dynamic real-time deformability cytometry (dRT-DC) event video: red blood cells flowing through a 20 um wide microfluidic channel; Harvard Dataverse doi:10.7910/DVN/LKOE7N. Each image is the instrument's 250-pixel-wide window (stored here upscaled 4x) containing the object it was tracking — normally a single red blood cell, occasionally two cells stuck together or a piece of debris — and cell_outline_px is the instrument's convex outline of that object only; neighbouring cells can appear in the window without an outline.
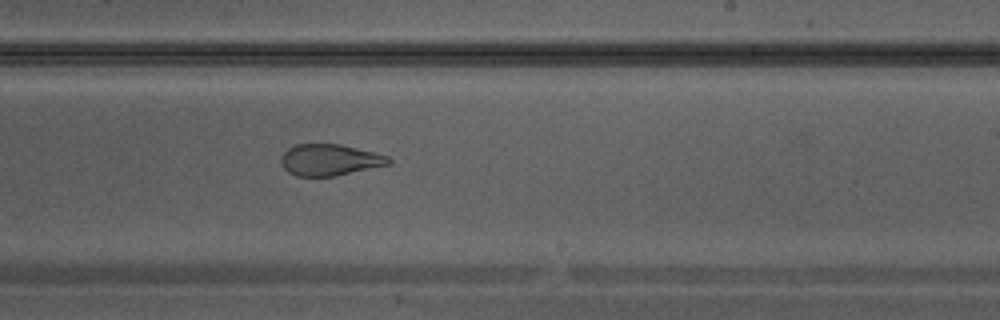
{"species": "Egyptian fruit bat (a non-hibernating species)", "species_latin": "Rousettus aegyptiacus", "temperature_condition": "warm", "stored_images_in_passage": 30, "camera_frame_rate_fps": 3000, "um_per_image_px": 0.085, "animal": {"sex": "male"}, "frame": {"image": 1, "passage_image": 18, "time_ms": 5.667, "image_size_px": [1000, 320], "cell_outline_px": [[392, 164], [336, 176], [296, 176], [288, 172], [284, 168], [280, 160], [284, 152], [288, 148], [296, 144], [340, 144], [388, 156], [392, 160]], "centroid_in_image_um": [28.03, 13.6], "position_along_channel_um": 261.0, "area_um2": 19.71}}